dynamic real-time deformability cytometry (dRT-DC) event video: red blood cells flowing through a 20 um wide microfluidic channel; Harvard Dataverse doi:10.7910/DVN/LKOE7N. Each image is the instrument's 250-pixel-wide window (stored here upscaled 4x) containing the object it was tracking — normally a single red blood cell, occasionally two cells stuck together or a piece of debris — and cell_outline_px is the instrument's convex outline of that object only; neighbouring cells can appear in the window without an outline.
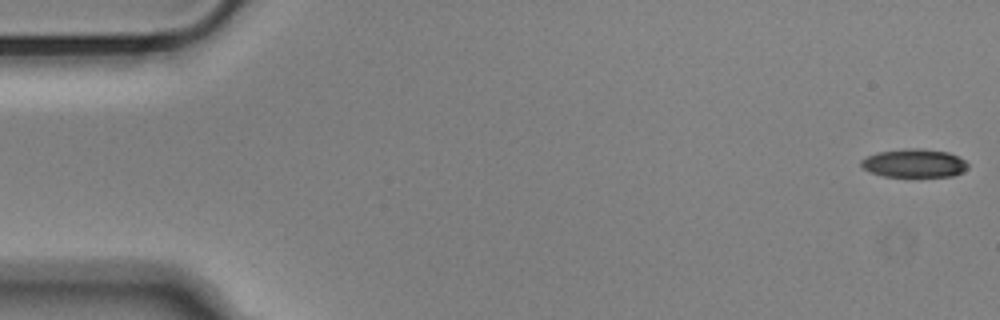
{"species": "Egyptian fruit bat (a non-hibernating species)", "species_latin": "Rousettus aegyptiacus", "temperature_condition": "cold", "stored_images_in_passage": 12, "camera_frame_rate_fps": 3000, "um_per_image_px": 0.085, "animal": {"sex": "male"}, "frame": {"image": 1, "passage_image": 1, "time_ms": 0.0, "image_size_px": [1000, 320], "cell_outline_px": [[968, 168], [964, 172], [952, 176], [884, 176], [872, 172], [864, 168], [860, 164], [860, 160], [876, 152], [908, 148], [920, 148], [948, 152], [964, 160], [968, 164]], "centroid_in_image_um": [77.72, 13.86], "position_along_channel_um": 7.3, "area_um2": 17.57}}